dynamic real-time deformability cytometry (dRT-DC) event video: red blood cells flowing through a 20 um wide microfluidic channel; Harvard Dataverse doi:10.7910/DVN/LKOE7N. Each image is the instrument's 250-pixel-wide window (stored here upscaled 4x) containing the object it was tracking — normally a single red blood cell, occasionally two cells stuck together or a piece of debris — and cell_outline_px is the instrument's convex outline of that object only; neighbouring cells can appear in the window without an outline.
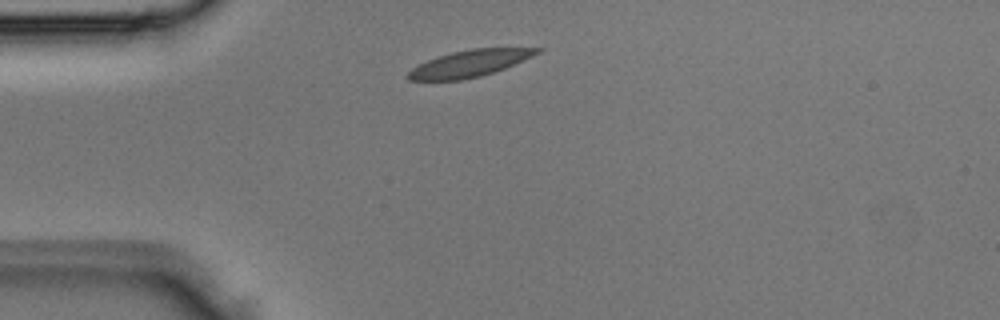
{"species": "Egyptian fruit bat (a non-hibernating species)", "species_latin": "Rousettus aegyptiacus", "temperature_condition": "room temperature", "stored_images_in_passage": 2, "camera_frame_rate_fps": 3000, "um_per_image_px": 0.085, "animal": {"sex": "male"}, "frame": {"image": 1, "passage_image": 1, "time_ms": 0.0, "image_size_px": [1000, 320], "cell_outline_px": [[544, 48], [540, 52], [504, 68], [480, 76], [460, 80], [408, 80], [404, 76], [412, 68], [428, 60], [452, 52], [472, 48]], "centroid_in_image_um": [39.87, 5.4], "position_along_channel_um": 45.1, "area_um2": 19.65}}
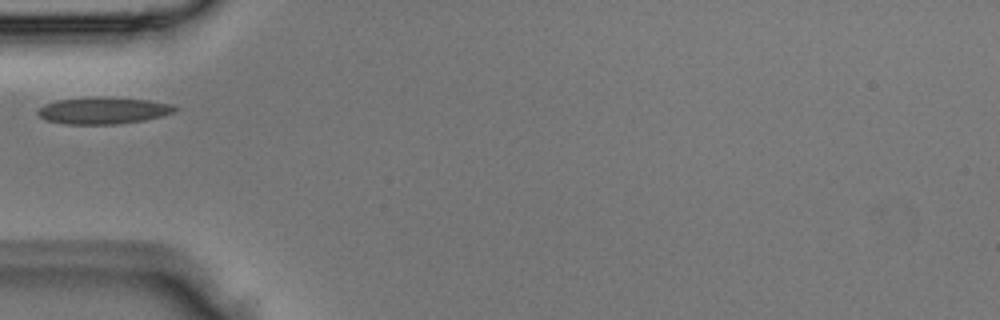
{"frame": {"image": 2, "passage_image": 2, "time_ms": 0.333, "image_size_px": [1000, 320], "cell_outline_px": [[180, 108], [172, 112], [160, 116], [144, 120], [116, 124], [64, 124], [44, 120], [36, 112], [44, 104], [56, 100], [112, 96], [148, 100], [172, 104]], "centroid_in_image_um": [8.77, 9.39], "position_along_channel_um": 76.2, "area_um2": 21.44}}